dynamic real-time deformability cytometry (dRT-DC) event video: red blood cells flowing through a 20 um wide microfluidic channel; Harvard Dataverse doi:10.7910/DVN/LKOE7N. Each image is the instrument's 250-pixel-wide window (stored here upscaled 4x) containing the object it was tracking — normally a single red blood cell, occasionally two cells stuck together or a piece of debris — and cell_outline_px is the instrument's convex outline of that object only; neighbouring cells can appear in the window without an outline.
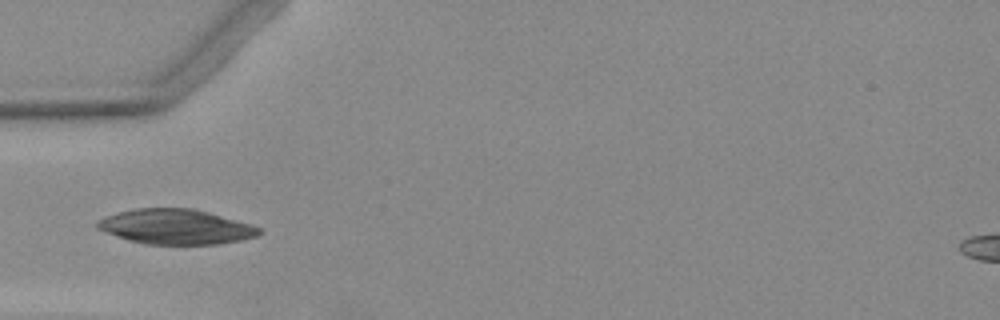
{"species": "Egyptian fruit bat (a non-hibernating species)", "species_latin": "Rousettus aegyptiacus", "temperature_condition": "warm", "stored_images_in_passage": 6, "camera_frame_rate_fps": 3000, "um_per_image_px": 0.085, "animal": {"sex": "female"}, "frame": {"image": 1, "passage_image": 5, "time_ms": 5.0, "image_size_px": [1000, 320], "cell_outline_px": [[260, 232], [256, 236], [240, 240], [220, 244], [144, 244], [128, 240], [116, 236], [96, 228], [96, 224], [100, 220], [108, 216], [120, 212], [136, 208], [192, 208], [208, 212], [252, 224], [260, 228]], "centroid_in_image_um": [14.96, 19.28], "position_along_channel_um": 70.0, "area_um2": 32.71}}
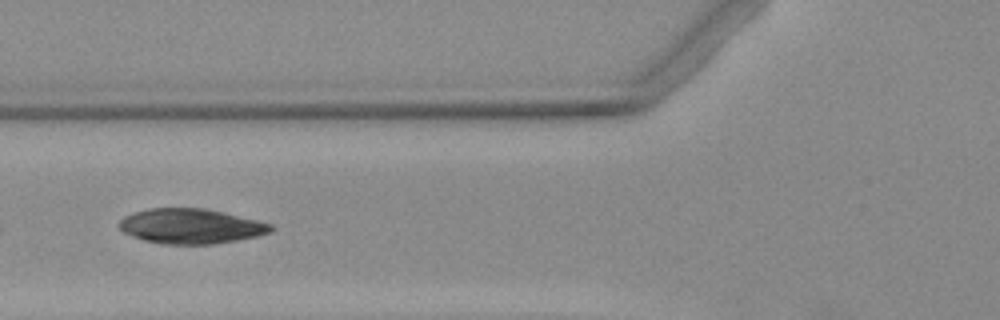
{"frame": {"image": 2, "passage_image": 6, "time_ms": 6.0, "image_size_px": [1000, 320], "cell_outline_px": [[276, 228], [272, 232], [256, 236], [236, 240], [212, 244], [164, 244], [144, 240], [132, 236], [124, 232], [116, 224], [124, 216], [132, 212], [148, 208], [204, 208], [224, 212], [272, 224]], "centroid_in_image_um": [16.2, 19.22], "position_along_channel_um": 109.6, "area_um2": 30.98}}